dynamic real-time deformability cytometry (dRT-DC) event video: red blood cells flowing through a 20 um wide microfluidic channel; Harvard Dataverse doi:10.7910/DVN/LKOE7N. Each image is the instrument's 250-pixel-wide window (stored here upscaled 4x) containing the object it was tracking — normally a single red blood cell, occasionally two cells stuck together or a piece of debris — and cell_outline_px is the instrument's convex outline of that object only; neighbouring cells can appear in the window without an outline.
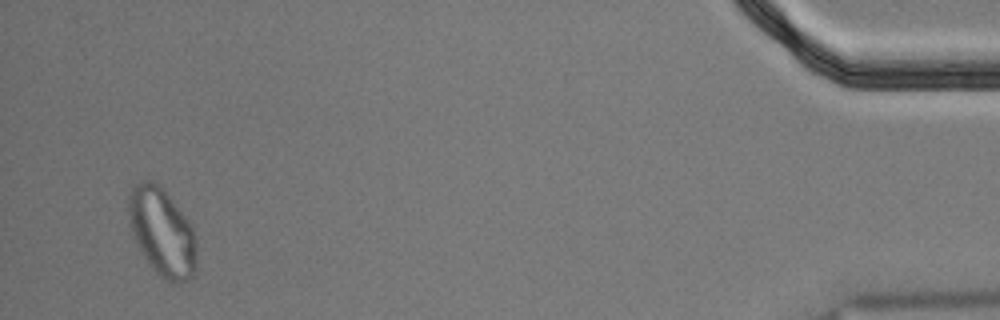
{"species": "Egyptian fruit bat (a non-hibernating species)", "species_latin": "Rousettus aegyptiacus", "temperature_condition": "cold", "stored_images_in_passage": 55, "segment_of_instrument_passage": [2, 2], "camera_frame_rate_fps": 3000, "um_per_image_px": 0.085, "animal": {"sex": "male"}, "frame": {"image": 1, "passage_image": 53, "time_ms": 17.333, "image_size_px": [1000, 320], "cell_outline_px": [[196, 272], [188, 280], [180, 284], [172, 284], [160, 276], [152, 268], [144, 256], [132, 232], [128, 212], [128, 196], [132, 188], [140, 180], [152, 180], [160, 184], [188, 220], [192, 228], [196, 244]], "centroid_in_image_um": [13.79, 19.74], "position_along_channel_um": 421.4, "area_um2": 34.91}}